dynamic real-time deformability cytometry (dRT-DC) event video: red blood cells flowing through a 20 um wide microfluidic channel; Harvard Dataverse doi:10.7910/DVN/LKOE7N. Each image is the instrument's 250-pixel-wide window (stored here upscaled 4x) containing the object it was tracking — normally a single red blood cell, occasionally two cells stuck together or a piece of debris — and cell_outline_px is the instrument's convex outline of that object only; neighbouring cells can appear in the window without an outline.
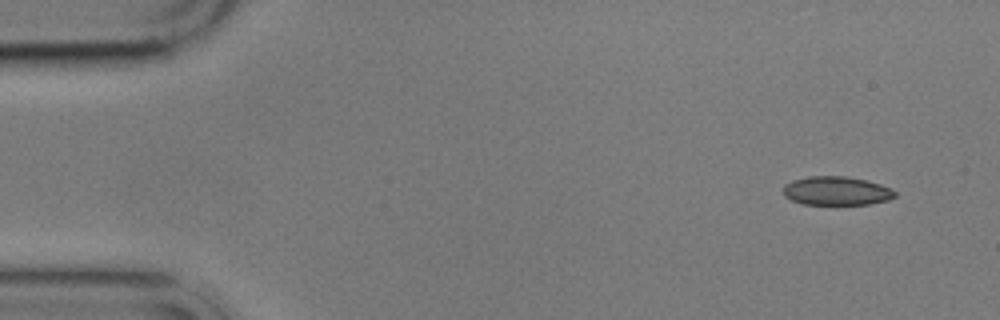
{"species": "common noctule bat (a hibernating species)", "species_latin": "Nyctalus noctula", "temperature_condition": "cold", "stored_images_in_passage": 8, "camera_frame_rate_fps": 3000, "um_per_image_px": 0.085, "animal": {"sex": "male", "body_mass_g": 17.9}, "frame": {"image": 1, "passage_image": 1, "time_ms": 0.0, "image_size_px": [1000, 320], "cell_outline_px": [[896, 196], [888, 200], [868, 204], [804, 204], [792, 200], [784, 196], [784, 184], [792, 180], [808, 176], [848, 176], [880, 184], [896, 192]], "centroid_in_image_um": [71.07, 16.22], "position_along_channel_um": 13.9, "area_um2": 18.61}}
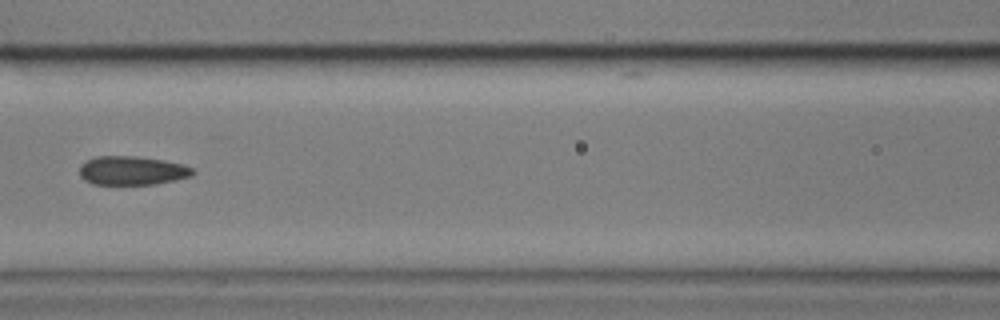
{"frame": {"image": 2, "passage_image": 7, "time_ms": 7.0, "image_size_px": [1000, 320], "cell_outline_px": [[196, 172], [192, 176], [176, 180], [156, 184], [92, 184], [84, 180], [80, 176], [80, 164], [96, 156], [136, 156], [164, 160], [184, 164], [192, 168]], "centroid_in_image_um": [11.25, 14.5], "position_along_channel_um": 155.4, "area_um2": 19.19}}
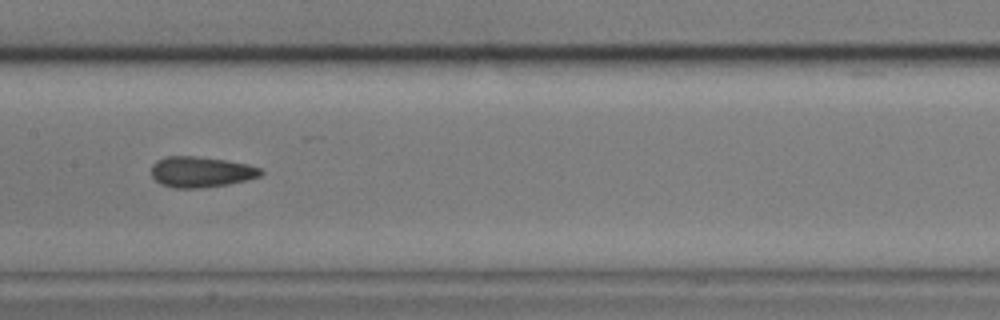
{"frame": {"image": 3, "passage_image": 8, "time_ms": 8.0, "image_size_px": [1000, 320], "cell_outline_px": [[264, 172], [260, 176], [248, 180], [228, 184], [200, 188], [172, 188], [160, 184], [152, 176], [152, 164], [156, 160], [168, 156], [196, 156], [228, 160], [248, 164], [260, 168]], "centroid_in_image_um": [17.09, 14.61], "position_along_channel_um": 190.3, "area_um2": 19.77}}